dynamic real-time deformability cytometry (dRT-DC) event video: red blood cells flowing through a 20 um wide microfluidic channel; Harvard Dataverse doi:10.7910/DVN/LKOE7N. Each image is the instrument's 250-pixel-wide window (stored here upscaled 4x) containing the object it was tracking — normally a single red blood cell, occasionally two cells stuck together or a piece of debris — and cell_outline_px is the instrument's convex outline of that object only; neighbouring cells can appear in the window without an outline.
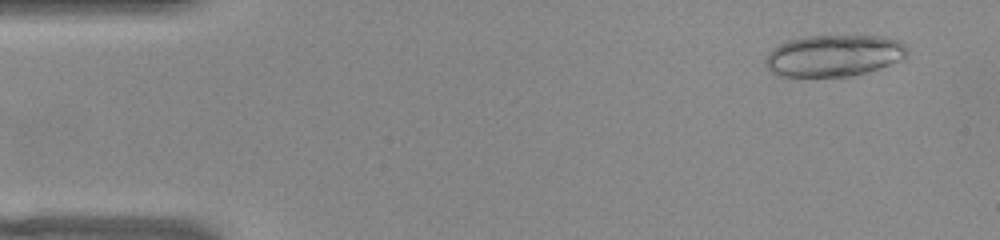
{"species": "common noctule bat (a hibernating species)", "species_latin": "Nyctalus noctula", "temperature_condition": "warm", "stored_images_in_passage": 21, "camera_frame_rate_fps": 3000, "um_per_image_px": 0.085, "animal": {"sex": "female", "body_mass_g": 22.0, "forearm_length_mm": 56.7}, "frame": {"image": 1, "passage_image": 4, "time_ms": 1.0, "image_size_px": [1000, 240], "cell_outline_px": [[908, 52], [904, 56], [888, 64], [868, 72], [848, 76], [780, 76], [772, 72], [764, 64], [764, 60], [768, 52], [772, 48], [788, 40], [808, 36], [884, 36], [900, 40], [908, 44]], "centroid_in_image_um": [70.86, 4.71], "position_along_channel_um": 14.1, "area_um2": 34.33}}